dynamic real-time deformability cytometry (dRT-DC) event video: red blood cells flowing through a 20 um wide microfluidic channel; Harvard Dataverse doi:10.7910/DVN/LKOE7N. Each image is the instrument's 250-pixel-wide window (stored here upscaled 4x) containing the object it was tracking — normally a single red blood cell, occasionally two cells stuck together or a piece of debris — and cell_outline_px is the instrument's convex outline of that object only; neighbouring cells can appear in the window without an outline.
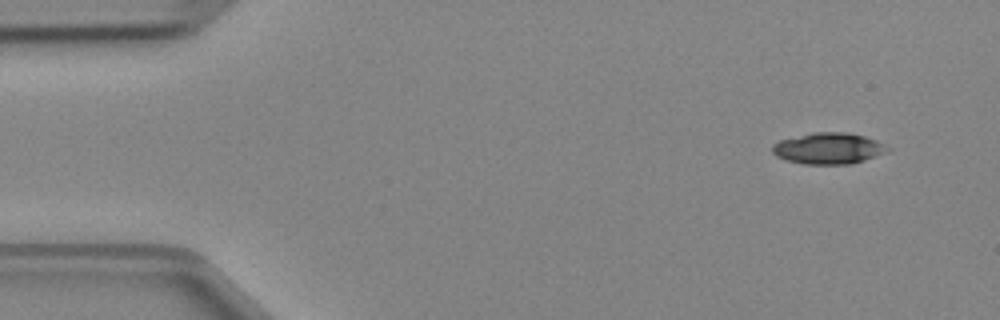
{"species": "Egyptian fruit bat (a non-hibernating species)", "species_latin": "Rousettus aegyptiacus", "temperature_condition": "cold", "stored_images_in_passage": 4, "camera_frame_rate_fps": 3000, "um_per_image_px": 0.085, "animal": {"sex": "female"}, "frame": {"image": 1, "passage_image": 1, "time_ms": 0.0, "image_size_px": [1000, 320], "cell_outline_px": [[892, 148], [888, 152], [864, 160], [848, 164], [804, 164], [788, 160], [776, 156], [772, 152], [772, 144], [780, 140], [812, 132], [848, 132], [864, 136], [876, 140]], "centroid_in_image_um": [70.44, 12.6], "position_along_channel_um": 14.6, "area_um2": 21.04}}
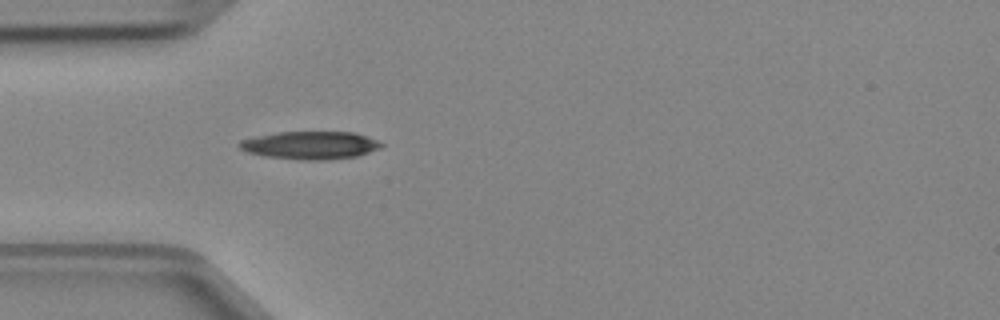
{"frame": {"image": 2, "passage_image": 4, "time_ms": 1.0, "image_size_px": [1000, 320], "cell_outline_px": [[384, 144], [380, 148], [356, 156], [324, 160], [300, 160], [264, 156], [248, 152], [240, 148], [236, 144], [240, 140], [276, 132], [352, 132], [368, 136]], "centroid_in_image_um": [26.35, 12.34], "position_along_channel_um": 58.6, "area_um2": 23.0}}